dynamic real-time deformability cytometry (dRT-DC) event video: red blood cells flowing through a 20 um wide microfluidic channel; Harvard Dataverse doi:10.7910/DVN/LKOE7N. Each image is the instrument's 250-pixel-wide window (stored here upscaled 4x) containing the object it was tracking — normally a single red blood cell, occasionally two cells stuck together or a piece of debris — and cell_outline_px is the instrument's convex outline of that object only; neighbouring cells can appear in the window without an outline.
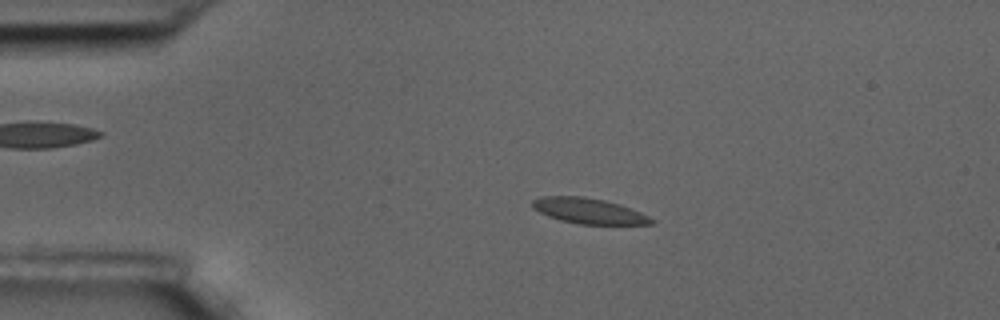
{"species": "common noctule bat (a hibernating species)", "species_latin": "Nyctalus noctula", "temperature_condition": "room temperature", "stored_images_in_passage": 58, "camera_frame_rate_fps": 3000, "um_per_image_px": 0.085, "animal": {"sex": "male", "body_mass_g": 17.5, "forearm_length_mm": 52.3}, "frame": {"image": 1, "passage_image": 12, "time_ms": 3.667, "image_size_px": [1000, 320], "cell_outline_px": [[656, 220], [652, 224], [580, 224], [560, 220], [548, 216], [532, 208], [532, 200], [544, 196], [584, 196], [604, 200], [620, 204], [640, 212]], "centroid_in_image_um": [50.04, 17.92], "position_along_channel_um": 35.0, "area_um2": 17.63}}
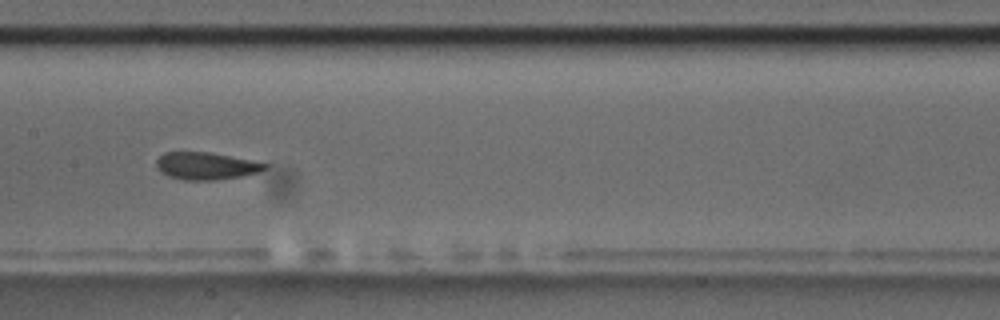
{"frame": {"image": 2, "passage_image": 29, "time_ms": 9.333, "image_size_px": [1000, 320], "cell_outline_px": [[268, 168], [260, 172], [240, 176], [212, 180], [184, 180], [168, 176], [160, 172], [156, 168], [156, 160], [164, 152], [208, 152], [268, 164]], "centroid_in_image_um": [17.47, 14.11], "position_along_channel_um": 189.9, "area_um2": 17.11}}
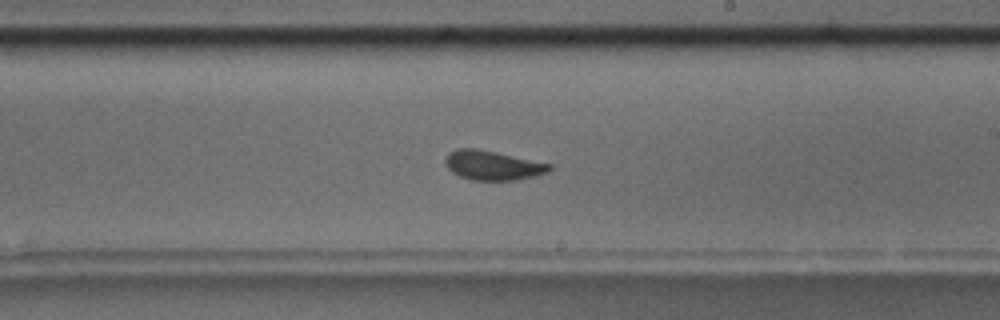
{"frame": {"image": 3, "passage_image": 34, "time_ms": 11.0, "image_size_px": [1000, 320], "cell_outline_px": [[552, 168], [548, 172], [536, 176], [516, 180], [472, 180], [460, 176], [452, 172], [444, 164], [444, 160], [448, 152], [456, 148], [476, 148], [496, 152], [552, 164]], "centroid_in_image_um": [41.86, 14.05], "position_along_channel_um": 247.1, "area_um2": 17.98}, "authors_computed_cell_mechanics": {"area_um2": 17.8024, "velocity_mm_per_s": 3.4449, "shape_relaxation_time_tau1_ms": 9.4401, "shape_relaxation_time_tau2_ms": 1.4153, "deformation_change_tau1": 0.1801, "deformation_change_tau2": 0.0783}}